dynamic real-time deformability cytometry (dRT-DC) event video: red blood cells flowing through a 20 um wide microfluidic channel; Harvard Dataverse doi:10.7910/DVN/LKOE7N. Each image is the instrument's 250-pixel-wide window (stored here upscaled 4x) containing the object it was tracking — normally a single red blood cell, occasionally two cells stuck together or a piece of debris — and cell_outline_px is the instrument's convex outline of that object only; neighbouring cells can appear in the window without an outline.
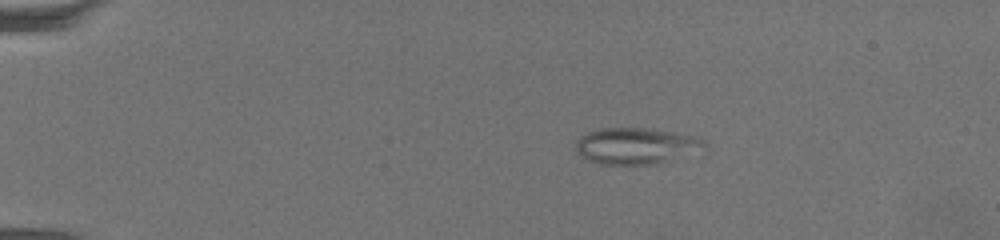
{"species": "common noctule bat (a hibernating species)", "species_latin": "Nyctalus noctula", "temperature_condition": "warm", "stored_images_in_passage": 54, "camera_frame_rate_fps": 3000, "um_per_image_px": 0.085, "animal": {"sex": "female", "body_mass_g": 19.5, "forearm_length_mm": 54.1}, "frame": {"image": 1, "passage_image": 1, "time_ms": 0.0, "image_size_px": [1000, 240], "cell_outline_px": [[708, 148], [704, 156], [656, 164], [600, 164], [584, 160], [576, 148], [576, 144], [580, 136], [596, 128], [648, 128], [676, 132], [696, 136], [708, 140]], "centroid_in_image_um": [54.3, 12.43], "position_along_channel_um": 30.7, "area_um2": 28.84}}
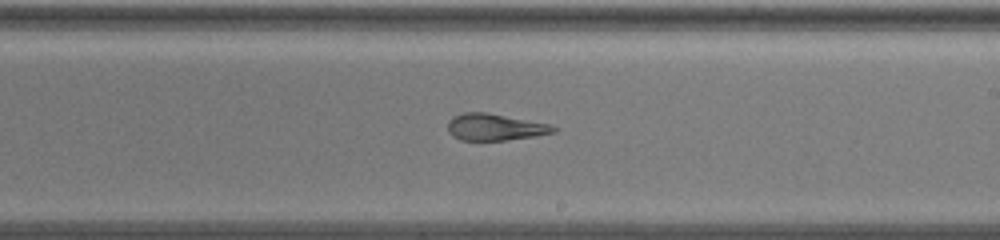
{"frame": {"image": 2, "passage_image": 29, "time_ms": 9.333, "image_size_px": [1000, 240], "cell_outline_px": [[556, 132], [536, 136], [508, 140], [460, 140], [452, 136], [448, 132], [448, 120], [452, 116], [464, 112], [484, 112], [552, 124], [556, 128]], "centroid_in_image_um": [42.06, 10.8], "position_along_channel_um": 246.9, "area_um2": 16.59}}
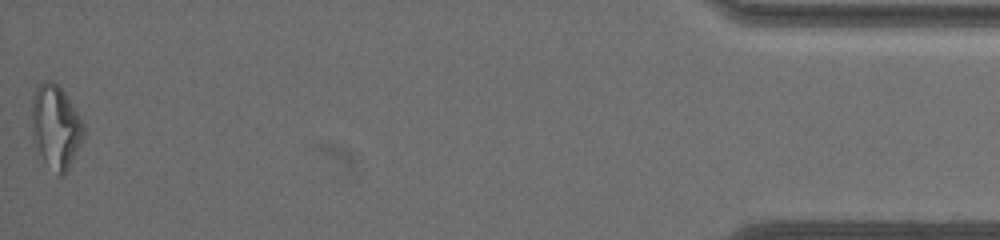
{"frame": {"image": 3, "passage_image": 54, "time_ms": 17.667, "image_size_px": [1000, 240], "cell_outline_px": [[84, 136], [68, 168], [60, 176], [44, 160], [36, 144], [32, 132], [32, 100], [36, 88], [44, 80], [52, 80], [68, 96], [84, 124]], "centroid_in_image_um": [4.75, 10.71], "position_along_channel_um": 430.5, "area_um2": 24.62}, "authors_computed_cell_mechanics": {"area_um2": 19.941, "velocity_mm_per_s": 3.2055, "shape_relaxation_time_tau1_ms": null, "shape_relaxation_time_tau2_ms": 2.5854, "deformation_change_tau1": null, "deformation_change_tau2": 0.1197}}